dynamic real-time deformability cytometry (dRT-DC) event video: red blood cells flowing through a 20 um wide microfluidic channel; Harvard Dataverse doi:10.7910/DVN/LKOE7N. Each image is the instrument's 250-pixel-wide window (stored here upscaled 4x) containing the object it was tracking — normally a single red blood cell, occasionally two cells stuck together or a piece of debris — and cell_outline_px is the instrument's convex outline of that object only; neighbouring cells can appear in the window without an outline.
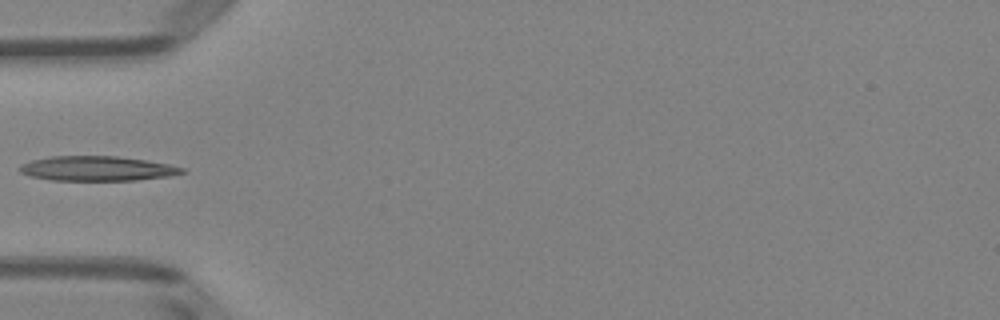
{"species": "Egyptian fruit bat (a non-hibernating species)", "species_latin": "Rousettus aegyptiacus", "temperature_condition": "room temperature", "stored_images_in_passage": 3, "camera_frame_rate_fps": 3000, "um_per_image_px": 0.085, "animal": {"sex": "female"}, "frame": {"image": 1, "passage_image": 3, "time_ms": 2.333, "image_size_px": [1000, 320], "cell_outline_px": [[188, 172], [168, 176], [136, 180], [52, 180], [32, 176], [20, 172], [20, 164], [32, 160], [52, 156], [116, 156], [144, 160], [168, 164], [184, 168]], "centroid_in_image_um": [8.27, 14.32], "position_along_channel_um": 76.7, "area_um2": 23.18}}